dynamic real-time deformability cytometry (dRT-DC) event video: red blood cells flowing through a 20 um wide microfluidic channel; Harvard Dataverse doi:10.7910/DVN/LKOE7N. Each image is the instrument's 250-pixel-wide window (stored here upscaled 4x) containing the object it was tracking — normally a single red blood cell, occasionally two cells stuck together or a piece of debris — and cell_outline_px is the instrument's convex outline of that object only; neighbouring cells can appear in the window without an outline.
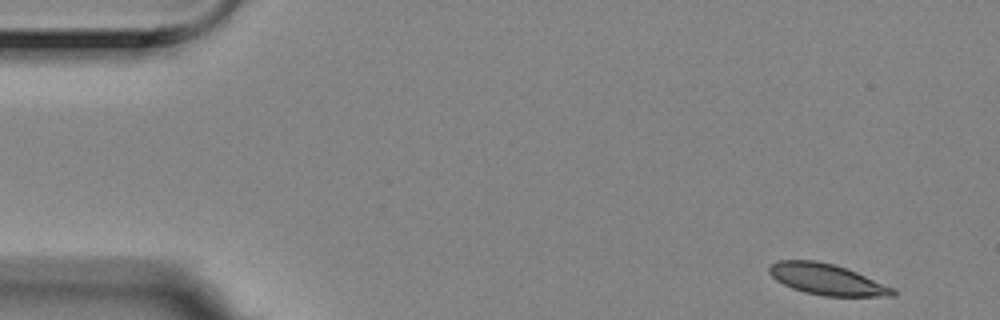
{"species": "Egyptian fruit bat (a non-hibernating species)", "species_latin": "Rousettus aegyptiacus", "temperature_condition": "room temperature", "stored_images_in_passage": 1, "camera_frame_rate_fps": 3000, "um_per_image_px": 0.085, "animal": {"sex": "female"}, "frame": {"image": 1, "passage_image": 1, "time_ms": 0.0, "image_size_px": [1000, 320], "cell_outline_px": [[896, 296], [824, 296], [804, 292], [792, 288], [776, 280], [768, 272], [768, 268], [772, 264], [780, 260], [816, 260], [832, 264], [856, 272], [896, 288]], "centroid_in_image_um": [70.3, 23.75], "position_along_channel_um": 14.7, "area_um2": 22.25}}